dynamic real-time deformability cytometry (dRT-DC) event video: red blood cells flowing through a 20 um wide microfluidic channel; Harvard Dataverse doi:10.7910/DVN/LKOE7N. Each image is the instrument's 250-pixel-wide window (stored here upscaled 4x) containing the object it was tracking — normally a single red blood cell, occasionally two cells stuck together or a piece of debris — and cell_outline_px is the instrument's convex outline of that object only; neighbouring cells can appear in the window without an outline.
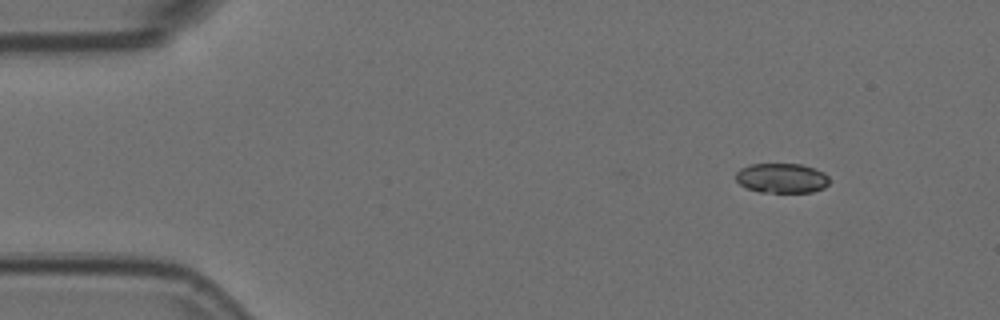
{"species": "Egyptian fruit bat (a non-hibernating species)", "species_latin": "Rousettus aegyptiacus", "temperature_condition": "room temperature", "stored_images_in_passage": 10, "camera_frame_rate_fps": 3000, "um_per_image_px": 0.085, "animal": {"sex": "female"}, "frame": {"image": 1, "passage_image": 1, "time_ms": 0.0, "image_size_px": [1000, 320], "cell_outline_px": [[828, 184], [824, 188], [812, 192], [760, 192], [748, 188], [740, 184], [736, 180], [736, 172], [740, 168], [752, 164], [800, 164], [824, 172], [828, 176]], "centroid_in_image_um": [66.44, 15.14], "position_along_channel_um": 18.6, "area_um2": 16.13}}